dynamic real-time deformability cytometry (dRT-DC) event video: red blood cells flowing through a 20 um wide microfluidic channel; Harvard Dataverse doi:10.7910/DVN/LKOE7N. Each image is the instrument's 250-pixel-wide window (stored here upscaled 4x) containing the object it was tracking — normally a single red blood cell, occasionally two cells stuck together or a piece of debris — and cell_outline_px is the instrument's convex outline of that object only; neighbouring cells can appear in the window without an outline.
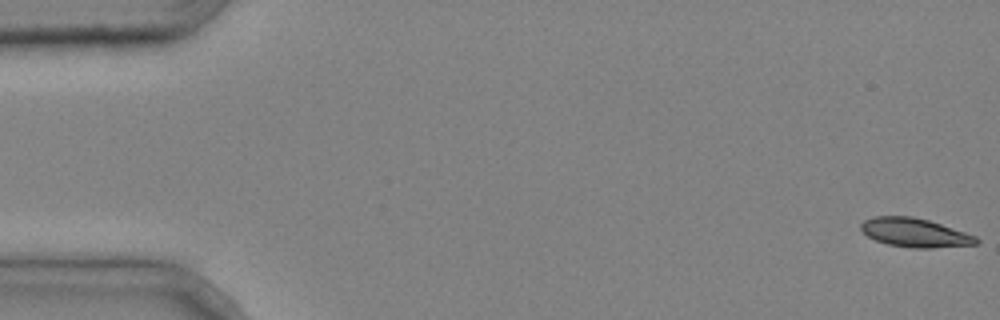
{"species": "common noctule bat (a hibernating species)", "species_latin": "Nyctalus noctula", "temperature_condition": "cold", "stored_images_in_passage": 4, "camera_frame_rate_fps": 3000, "um_per_image_px": 0.085, "animal": {"sex": "male", "body_mass_g": 20.4}, "frame": {"image": 1, "passage_image": 1, "time_ms": 0.0, "image_size_px": [1000, 320], "cell_outline_px": [[980, 240], [976, 244], [932, 248], [912, 248], [888, 244], [876, 240], [868, 236], [860, 228], [860, 224], [864, 220], [872, 216], [912, 216], [928, 220], [976, 236]], "centroid_in_image_um": [77.74, 19.77], "position_along_channel_um": 7.3, "area_um2": 19.25}}
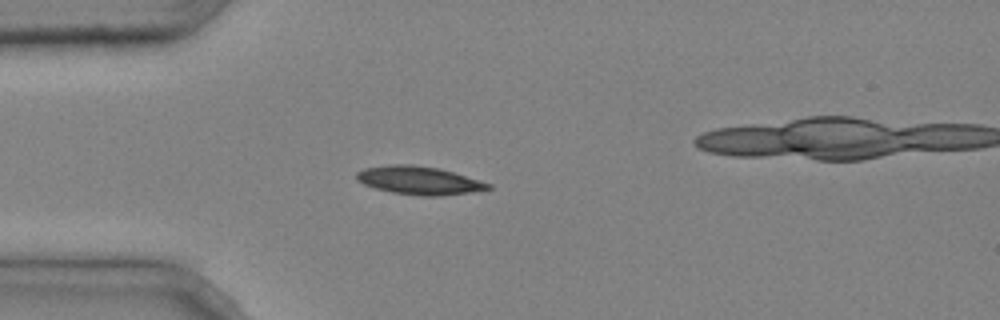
{"frame": {"image": 2, "passage_image": 3, "time_ms": 0.667, "image_size_px": [1000, 320], "cell_outline_px": [[492, 188], [468, 192], [440, 196], [420, 196], [392, 192], [376, 188], [364, 184], [356, 180], [356, 172], [364, 168], [392, 164], [408, 164], [440, 168], [492, 184]], "centroid_in_image_um": [35.6, 15.33], "position_along_channel_um": 49.4, "area_um2": 21.5}}